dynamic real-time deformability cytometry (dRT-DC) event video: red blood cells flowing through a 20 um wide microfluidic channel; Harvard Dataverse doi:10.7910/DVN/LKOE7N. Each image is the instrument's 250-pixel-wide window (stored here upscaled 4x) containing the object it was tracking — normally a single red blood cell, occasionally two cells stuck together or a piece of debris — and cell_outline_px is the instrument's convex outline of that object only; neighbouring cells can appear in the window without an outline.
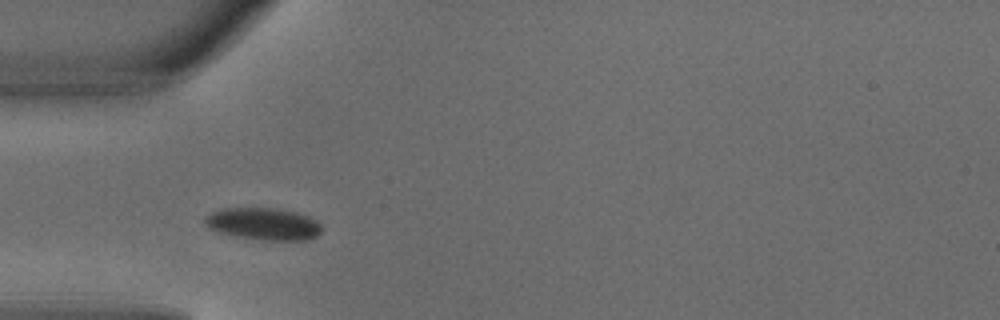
{"species": "common noctule bat (a hibernating species)", "species_latin": "Nyctalus noctula", "temperature_condition": "warm", "stored_images_in_passage": 3, "camera_frame_rate_fps": 3000, "um_per_image_px": 0.085, "animal": {"sex": "male", "body_mass_g": 18.8}, "frame": {"image": 1, "passage_image": 3, "time_ms": 0.667, "image_size_px": [1000, 320], "cell_outline_px": [[320, 232], [316, 236], [304, 240], [268, 240], [236, 236], [220, 232], [208, 228], [204, 224], [204, 216], [212, 212], [224, 208], [276, 208], [296, 212], [308, 216], [316, 220], [320, 224]], "centroid_in_image_um": [22.36, 19.02], "position_along_channel_um": 62.6, "area_um2": 21.73}}